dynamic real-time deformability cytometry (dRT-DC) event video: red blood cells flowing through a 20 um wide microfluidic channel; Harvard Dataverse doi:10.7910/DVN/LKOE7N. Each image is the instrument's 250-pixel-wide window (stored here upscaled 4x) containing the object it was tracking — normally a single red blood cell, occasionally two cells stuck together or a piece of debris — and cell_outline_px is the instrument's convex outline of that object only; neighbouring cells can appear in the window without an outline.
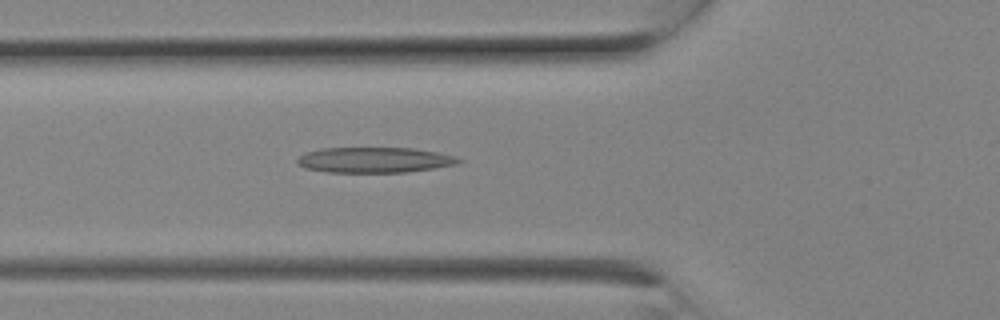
{"species": "Egyptian fruit bat (a non-hibernating species)", "species_latin": "Rousettus aegyptiacus", "temperature_condition": "room temperature", "stored_images_in_passage": 8, "camera_frame_rate_fps": 3000, "um_per_image_px": 0.085, "animal": {"sex": "female"}, "frame": {"image": 1, "passage_image": 8, "time_ms": 2.333, "image_size_px": [1000, 320], "cell_outline_px": [[464, 160], [456, 164], [432, 168], [404, 172], [328, 172], [304, 168], [296, 164], [296, 160], [300, 156], [308, 152], [320, 148], [412, 148], [436, 152], [456, 156]], "centroid_in_image_um": [31.8, 13.59], "position_along_channel_um": 94.0, "area_um2": 23.81}}